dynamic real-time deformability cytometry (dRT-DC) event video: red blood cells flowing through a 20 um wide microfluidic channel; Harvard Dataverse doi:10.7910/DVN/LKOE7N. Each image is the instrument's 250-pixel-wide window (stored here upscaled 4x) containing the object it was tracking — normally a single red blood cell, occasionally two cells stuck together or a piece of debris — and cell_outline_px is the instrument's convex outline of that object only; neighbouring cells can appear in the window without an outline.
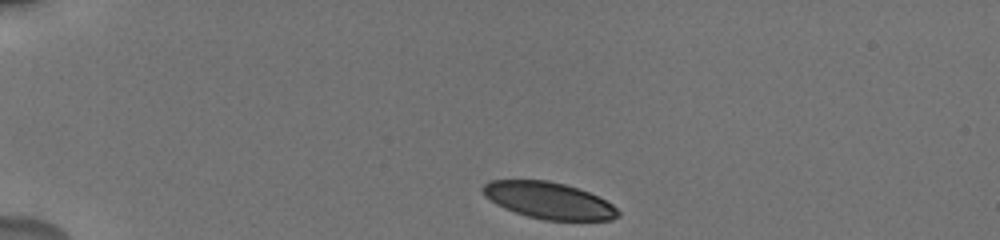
{"species": "human", "species_latin": "Homo sapiens", "temperature_condition": "cold", "stored_images_in_passage": 6, "camera_frame_rate_fps": 3000, "um_per_image_px": 0.085, "donor": {"sex": "male"}, "frame": {"image": 1, "passage_image": 1, "time_ms": 0.0, "image_size_px": [1000, 240], "cell_outline_px": [[620, 216], [612, 220], [544, 220], [528, 216], [504, 208], [496, 204], [484, 196], [480, 188], [488, 180], [548, 180], [564, 184], [588, 192], [612, 204], [620, 212]], "centroid_in_image_um": [46.61, 17.04], "position_along_channel_um": 38.4, "area_um2": 28.78}}
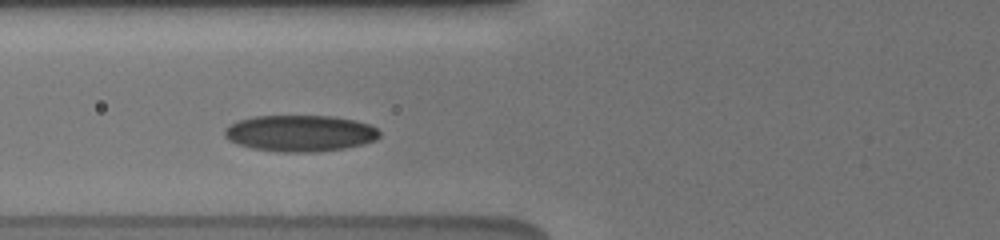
{"frame": {"image": 2, "passage_image": 5, "time_ms": 3.333, "image_size_px": [1000, 240], "cell_outline_px": [[380, 136], [376, 140], [344, 148], [320, 152], [280, 152], [252, 148], [236, 144], [228, 140], [224, 136], [224, 128], [240, 120], [256, 116], [332, 116], [356, 120], [368, 124], [376, 128], [380, 132]], "centroid_in_image_um": [25.5, 11.33], "position_along_channel_um": 100.3, "area_um2": 32.89}}
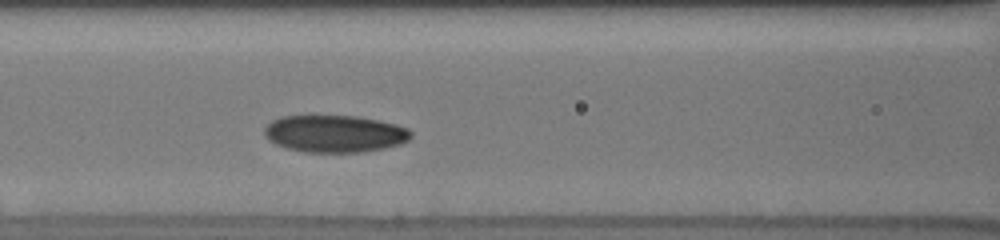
{"frame": {"image": 3, "passage_image": 6, "time_ms": 4.333, "image_size_px": [1000, 240], "cell_outline_px": [[412, 136], [408, 140], [400, 144], [384, 148], [364, 152], [304, 152], [288, 148], [276, 144], [268, 140], [264, 136], [264, 128], [272, 120], [280, 116], [352, 116], [376, 120], [396, 124], [408, 128], [412, 132]], "centroid_in_image_um": [28.44, 11.37], "position_along_channel_um": 138.2, "area_um2": 31.73}}